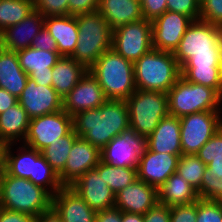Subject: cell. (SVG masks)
<instances>
[{
	"label": "cell",
	"mask_w": 222,
	"mask_h": 222,
	"mask_svg": "<svg viewBox=\"0 0 222 222\" xmlns=\"http://www.w3.org/2000/svg\"><path fill=\"white\" fill-rule=\"evenodd\" d=\"M173 55L186 81L213 88L222 97V27L194 20Z\"/></svg>",
	"instance_id": "cell-1"
},
{
	"label": "cell",
	"mask_w": 222,
	"mask_h": 222,
	"mask_svg": "<svg viewBox=\"0 0 222 222\" xmlns=\"http://www.w3.org/2000/svg\"><path fill=\"white\" fill-rule=\"evenodd\" d=\"M129 127V110L124 100H106L98 108L80 111L73 116V129L78 137L100 151Z\"/></svg>",
	"instance_id": "cell-2"
},
{
	"label": "cell",
	"mask_w": 222,
	"mask_h": 222,
	"mask_svg": "<svg viewBox=\"0 0 222 222\" xmlns=\"http://www.w3.org/2000/svg\"><path fill=\"white\" fill-rule=\"evenodd\" d=\"M17 144L12 143L7 146L5 172L13 177L29 179L54 196L63 187L57 173L47 163L40 151L20 143L15 152L12 146H17Z\"/></svg>",
	"instance_id": "cell-3"
},
{
	"label": "cell",
	"mask_w": 222,
	"mask_h": 222,
	"mask_svg": "<svg viewBox=\"0 0 222 222\" xmlns=\"http://www.w3.org/2000/svg\"><path fill=\"white\" fill-rule=\"evenodd\" d=\"M88 71L98 80L107 100L126 101L136 91L133 62L113 49L105 51Z\"/></svg>",
	"instance_id": "cell-4"
},
{
	"label": "cell",
	"mask_w": 222,
	"mask_h": 222,
	"mask_svg": "<svg viewBox=\"0 0 222 222\" xmlns=\"http://www.w3.org/2000/svg\"><path fill=\"white\" fill-rule=\"evenodd\" d=\"M133 64L138 90L167 93L181 77V67L172 52L152 49Z\"/></svg>",
	"instance_id": "cell-5"
},
{
	"label": "cell",
	"mask_w": 222,
	"mask_h": 222,
	"mask_svg": "<svg viewBox=\"0 0 222 222\" xmlns=\"http://www.w3.org/2000/svg\"><path fill=\"white\" fill-rule=\"evenodd\" d=\"M52 206V195L29 179L1 174L0 207L37 217Z\"/></svg>",
	"instance_id": "cell-6"
},
{
	"label": "cell",
	"mask_w": 222,
	"mask_h": 222,
	"mask_svg": "<svg viewBox=\"0 0 222 222\" xmlns=\"http://www.w3.org/2000/svg\"><path fill=\"white\" fill-rule=\"evenodd\" d=\"M76 20L79 35L70 57L89 69L105 51L112 49L113 30L97 10L76 15Z\"/></svg>",
	"instance_id": "cell-7"
},
{
	"label": "cell",
	"mask_w": 222,
	"mask_h": 222,
	"mask_svg": "<svg viewBox=\"0 0 222 222\" xmlns=\"http://www.w3.org/2000/svg\"><path fill=\"white\" fill-rule=\"evenodd\" d=\"M169 115L182 117L202 111H222V97L210 87L180 77L167 92Z\"/></svg>",
	"instance_id": "cell-8"
},
{
	"label": "cell",
	"mask_w": 222,
	"mask_h": 222,
	"mask_svg": "<svg viewBox=\"0 0 222 222\" xmlns=\"http://www.w3.org/2000/svg\"><path fill=\"white\" fill-rule=\"evenodd\" d=\"M126 103L130 128L146 138L154 131L161 119L169 115L168 97L165 92L136 89Z\"/></svg>",
	"instance_id": "cell-9"
},
{
	"label": "cell",
	"mask_w": 222,
	"mask_h": 222,
	"mask_svg": "<svg viewBox=\"0 0 222 222\" xmlns=\"http://www.w3.org/2000/svg\"><path fill=\"white\" fill-rule=\"evenodd\" d=\"M221 127V111H202L180 117L182 155H196Z\"/></svg>",
	"instance_id": "cell-10"
},
{
	"label": "cell",
	"mask_w": 222,
	"mask_h": 222,
	"mask_svg": "<svg viewBox=\"0 0 222 222\" xmlns=\"http://www.w3.org/2000/svg\"><path fill=\"white\" fill-rule=\"evenodd\" d=\"M112 49L133 63L148 53L153 49L151 20L143 18L114 29Z\"/></svg>",
	"instance_id": "cell-11"
},
{
	"label": "cell",
	"mask_w": 222,
	"mask_h": 222,
	"mask_svg": "<svg viewBox=\"0 0 222 222\" xmlns=\"http://www.w3.org/2000/svg\"><path fill=\"white\" fill-rule=\"evenodd\" d=\"M73 129V116L63 109L30 119L23 144L42 151L49 144L59 141Z\"/></svg>",
	"instance_id": "cell-12"
},
{
	"label": "cell",
	"mask_w": 222,
	"mask_h": 222,
	"mask_svg": "<svg viewBox=\"0 0 222 222\" xmlns=\"http://www.w3.org/2000/svg\"><path fill=\"white\" fill-rule=\"evenodd\" d=\"M147 149V138L129 127L100 151L101 161L114 167L137 168Z\"/></svg>",
	"instance_id": "cell-13"
},
{
	"label": "cell",
	"mask_w": 222,
	"mask_h": 222,
	"mask_svg": "<svg viewBox=\"0 0 222 222\" xmlns=\"http://www.w3.org/2000/svg\"><path fill=\"white\" fill-rule=\"evenodd\" d=\"M151 22L153 49L173 53L193 20L184 14L167 10Z\"/></svg>",
	"instance_id": "cell-14"
},
{
	"label": "cell",
	"mask_w": 222,
	"mask_h": 222,
	"mask_svg": "<svg viewBox=\"0 0 222 222\" xmlns=\"http://www.w3.org/2000/svg\"><path fill=\"white\" fill-rule=\"evenodd\" d=\"M18 102L30 119L63 109V99L52 86L38 85L29 77Z\"/></svg>",
	"instance_id": "cell-15"
},
{
	"label": "cell",
	"mask_w": 222,
	"mask_h": 222,
	"mask_svg": "<svg viewBox=\"0 0 222 222\" xmlns=\"http://www.w3.org/2000/svg\"><path fill=\"white\" fill-rule=\"evenodd\" d=\"M70 187L96 212L115 205V193L96 168L85 172Z\"/></svg>",
	"instance_id": "cell-16"
},
{
	"label": "cell",
	"mask_w": 222,
	"mask_h": 222,
	"mask_svg": "<svg viewBox=\"0 0 222 222\" xmlns=\"http://www.w3.org/2000/svg\"><path fill=\"white\" fill-rule=\"evenodd\" d=\"M101 160L100 150L82 137L72 144L64 170L58 175L63 186H70L80 176L95 168Z\"/></svg>",
	"instance_id": "cell-17"
},
{
	"label": "cell",
	"mask_w": 222,
	"mask_h": 222,
	"mask_svg": "<svg viewBox=\"0 0 222 222\" xmlns=\"http://www.w3.org/2000/svg\"><path fill=\"white\" fill-rule=\"evenodd\" d=\"M106 100L98 80L88 71L63 98V110L74 116L80 111L98 108Z\"/></svg>",
	"instance_id": "cell-18"
},
{
	"label": "cell",
	"mask_w": 222,
	"mask_h": 222,
	"mask_svg": "<svg viewBox=\"0 0 222 222\" xmlns=\"http://www.w3.org/2000/svg\"><path fill=\"white\" fill-rule=\"evenodd\" d=\"M181 155L158 153L147 149L137 166V178L157 189L177 170Z\"/></svg>",
	"instance_id": "cell-19"
},
{
	"label": "cell",
	"mask_w": 222,
	"mask_h": 222,
	"mask_svg": "<svg viewBox=\"0 0 222 222\" xmlns=\"http://www.w3.org/2000/svg\"><path fill=\"white\" fill-rule=\"evenodd\" d=\"M21 68L38 85H52V67L60 59L58 51H45L28 47L17 51Z\"/></svg>",
	"instance_id": "cell-20"
},
{
	"label": "cell",
	"mask_w": 222,
	"mask_h": 222,
	"mask_svg": "<svg viewBox=\"0 0 222 222\" xmlns=\"http://www.w3.org/2000/svg\"><path fill=\"white\" fill-rule=\"evenodd\" d=\"M158 202V189L136 179L115 194L114 207L127 213L144 215Z\"/></svg>",
	"instance_id": "cell-21"
},
{
	"label": "cell",
	"mask_w": 222,
	"mask_h": 222,
	"mask_svg": "<svg viewBox=\"0 0 222 222\" xmlns=\"http://www.w3.org/2000/svg\"><path fill=\"white\" fill-rule=\"evenodd\" d=\"M63 222H95L94 211L70 186L52 196V206Z\"/></svg>",
	"instance_id": "cell-22"
},
{
	"label": "cell",
	"mask_w": 222,
	"mask_h": 222,
	"mask_svg": "<svg viewBox=\"0 0 222 222\" xmlns=\"http://www.w3.org/2000/svg\"><path fill=\"white\" fill-rule=\"evenodd\" d=\"M44 26V16L33 11L20 23L4 29L0 33V47L17 52L31 46L33 38Z\"/></svg>",
	"instance_id": "cell-23"
},
{
	"label": "cell",
	"mask_w": 222,
	"mask_h": 222,
	"mask_svg": "<svg viewBox=\"0 0 222 222\" xmlns=\"http://www.w3.org/2000/svg\"><path fill=\"white\" fill-rule=\"evenodd\" d=\"M147 146L153 152L182 155L180 118L171 115L162 118L147 137Z\"/></svg>",
	"instance_id": "cell-24"
},
{
	"label": "cell",
	"mask_w": 222,
	"mask_h": 222,
	"mask_svg": "<svg viewBox=\"0 0 222 222\" xmlns=\"http://www.w3.org/2000/svg\"><path fill=\"white\" fill-rule=\"evenodd\" d=\"M44 26L55 39L58 53L70 57L75 51L79 35L76 16H47L44 17Z\"/></svg>",
	"instance_id": "cell-25"
},
{
	"label": "cell",
	"mask_w": 222,
	"mask_h": 222,
	"mask_svg": "<svg viewBox=\"0 0 222 222\" xmlns=\"http://www.w3.org/2000/svg\"><path fill=\"white\" fill-rule=\"evenodd\" d=\"M97 11L112 30L143 19L140 0H99Z\"/></svg>",
	"instance_id": "cell-26"
},
{
	"label": "cell",
	"mask_w": 222,
	"mask_h": 222,
	"mask_svg": "<svg viewBox=\"0 0 222 222\" xmlns=\"http://www.w3.org/2000/svg\"><path fill=\"white\" fill-rule=\"evenodd\" d=\"M28 77L19 64L17 52L0 47V88L18 98L27 84Z\"/></svg>",
	"instance_id": "cell-27"
},
{
	"label": "cell",
	"mask_w": 222,
	"mask_h": 222,
	"mask_svg": "<svg viewBox=\"0 0 222 222\" xmlns=\"http://www.w3.org/2000/svg\"><path fill=\"white\" fill-rule=\"evenodd\" d=\"M88 72V68L72 57L61 56L52 67V87L62 99Z\"/></svg>",
	"instance_id": "cell-28"
},
{
	"label": "cell",
	"mask_w": 222,
	"mask_h": 222,
	"mask_svg": "<svg viewBox=\"0 0 222 222\" xmlns=\"http://www.w3.org/2000/svg\"><path fill=\"white\" fill-rule=\"evenodd\" d=\"M30 123L27 112L17 102L0 114V141L7 144L23 143Z\"/></svg>",
	"instance_id": "cell-29"
},
{
	"label": "cell",
	"mask_w": 222,
	"mask_h": 222,
	"mask_svg": "<svg viewBox=\"0 0 222 222\" xmlns=\"http://www.w3.org/2000/svg\"><path fill=\"white\" fill-rule=\"evenodd\" d=\"M198 199L197 190L177 172L158 188V202L168 207L191 204Z\"/></svg>",
	"instance_id": "cell-30"
},
{
	"label": "cell",
	"mask_w": 222,
	"mask_h": 222,
	"mask_svg": "<svg viewBox=\"0 0 222 222\" xmlns=\"http://www.w3.org/2000/svg\"><path fill=\"white\" fill-rule=\"evenodd\" d=\"M197 193L199 199L217 202L222 200V157L207 164Z\"/></svg>",
	"instance_id": "cell-31"
},
{
	"label": "cell",
	"mask_w": 222,
	"mask_h": 222,
	"mask_svg": "<svg viewBox=\"0 0 222 222\" xmlns=\"http://www.w3.org/2000/svg\"><path fill=\"white\" fill-rule=\"evenodd\" d=\"M77 137L78 135L72 129L67 135L60 137L59 141L49 144L41 151L42 156L57 175L64 170L72 144Z\"/></svg>",
	"instance_id": "cell-32"
},
{
	"label": "cell",
	"mask_w": 222,
	"mask_h": 222,
	"mask_svg": "<svg viewBox=\"0 0 222 222\" xmlns=\"http://www.w3.org/2000/svg\"><path fill=\"white\" fill-rule=\"evenodd\" d=\"M35 11L34 0H0V33Z\"/></svg>",
	"instance_id": "cell-33"
},
{
	"label": "cell",
	"mask_w": 222,
	"mask_h": 222,
	"mask_svg": "<svg viewBox=\"0 0 222 222\" xmlns=\"http://www.w3.org/2000/svg\"><path fill=\"white\" fill-rule=\"evenodd\" d=\"M95 168L115 194L138 179L137 168L114 167L101 160Z\"/></svg>",
	"instance_id": "cell-34"
},
{
	"label": "cell",
	"mask_w": 222,
	"mask_h": 222,
	"mask_svg": "<svg viewBox=\"0 0 222 222\" xmlns=\"http://www.w3.org/2000/svg\"><path fill=\"white\" fill-rule=\"evenodd\" d=\"M205 165L197 155H181L178 160L176 172L196 190L201 186Z\"/></svg>",
	"instance_id": "cell-35"
},
{
	"label": "cell",
	"mask_w": 222,
	"mask_h": 222,
	"mask_svg": "<svg viewBox=\"0 0 222 222\" xmlns=\"http://www.w3.org/2000/svg\"><path fill=\"white\" fill-rule=\"evenodd\" d=\"M196 222H222V205L220 202L198 199Z\"/></svg>",
	"instance_id": "cell-36"
},
{
	"label": "cell",
	"mask_w": 222,
	"mask_h": 222,
	"mask_svg": "<svg viewBox=\"0 0 222 222\" xmlns=\"http://www.w3.org/2000/svg\"><path fill=\"white\" fill-rule=\"evenodd\" d=\"M196 155L205 165L215 158L222 157V127L200 148Z\"/></svg>",
	"instance_id": "cell-37"
},
{
	"label": "cell",
	"mask_w": 222,
	"mask_h": 222,
	"mask_svg": "<svg viewBox=\"0 0 222 222\" xmlns=\"http://www.w3.org/2000/svg\"><path fill=\"white\" fill-rule=\"evenodd\" d=\"M200 20L222 27V0H200Z\"/></svg>",
	"instance_id": "cell-38"
},
{
	"label": "cell",
	"mask_w": 222,
	"mask_h": 222,
	"mask_svg": "<svg viewBox=\"0 0 222 222\" xmlns=\"http://www.w3.org/2000/svg\"><path fill=\"white\" fill-rule=\"evenodd\" d=\"M34 5L44 17L69 15L68 0H34Z\"/></svg>",
	"instance_id": "cell-39"
},
{
	"label": "cell",
	"mask_w": 222,
	"mask_h": 222,
	"mask_svg": "<svg viewBox=\"0 0 222 222\" xmlns=\"http://www.w3.org/2000/svg\"><path fill=\"white\" fill-rule=\"evenodd\" d=\"M167 10L190 17L193 21L200 19V0H167Z\"/></svg>",
	"instance_id": "cell-40"
},
{
	"label": "cell",
	"mask_w": 222,
	"mask_h": 222,
	"mask_svg": "<svg viewBox=\"0 0 222 222\" xmlns=\"http://www.w3.org/2000/svg\"><path fill=\"white\" fill-rule=\"evenodd\" d=\"M197 201L187 205L170 207V222H196Z\"/></svg>",
	"instance_id": "cell-41"
},
{
	"label": "cell",
	"mask_w": 222,
	"mask_h": 222,
	"mask_svg": "<svg viewBox=\"0 0 222 222\" xmlns=\"http://www.w3.org/2000/svg\"><path fill=\"white\" fill-rule=\"evenodd\" d=\"M144 19L154 20L167 11V0H140Z\"/></svg>",
	"instance_id": "cell-42"
},
{
	"label": "cell",
	"mask_w": 222,
	"mask_h": 222,
	"mask_svg": "<svg viewBox=\"0 0 222 222\" xmlns=\"http://www.w3.org/2000/svg\"><path fill=\"white\" fill-rule=\"evenodd\" d=\"M144 222H170V207L157 202L144 215Z\"/></svg>",
	"instance_id": "cell-43"
},
{
	"label": "cell",
	"mask_w": 222,
	"mask_h": 222,
	"mask_svg": "<svg viewBox=\"0 0 222 222\" xmlns=\"http://www.w3.org/2000/svg\"><path fill=\"white\" fill-rule=\"evenodd\" d=\"M30 47L45 51H57L56 41L45 26H43L39 33L33 38Z\"/></svg>",
	"instance_id": "cell-44"
},
{
	"label": "cell",
	"mask_w": 222,
	"mask_h": 222,
	"mask_svg": "<svg viewBox=\"0 0 222 222\" xmlns=\"http://www.w3.org/2000/svg\"><path fill=\"white\" fill-rule=\"evenodd\" d=\"M69 15H79L96 11L99 0H68Z\"/></svg>",
	"instance_id": "cell-45"
},
{
	"label": "cell",
	"mask_w": 222,
	"mask_h": 222,
	"mask_svg": "<svg viewBox=\"0 0 222 222\" xmlns=\"http://www.w3.org/2000/svg\"><path fill=\"white\" fill-rule=\"evenodd\" d=\"M0 222H36V217L0 207Z\"/></svg>",
	"instance_id": "cell-46"
},
{
	"label": "cell",
	"mask_w": 222,
	"mask_h": 222,
	"mask_svg": "<svg viewBox=\"0 0 222 222\" xmlns=\"http://www.w3.org/2000/svg\"><path fill=\"white\" fill-rule=\"evenodd\" d=\"M95 222H122V211L116 207L99 211Z\"/></svg>",
	"instance_id": "cell-47"
},
{
	"label": "cell",
	"mask_w": 222,
	"mask_h": 222,
	"mask_svg": "<svg viewBox=\"0 0 222 222\" xmlns=\"http://www.w3.org/2000/svg\"><path fill=\"white\" fill-rule=\"evenodd\" d=\"M18 102V98L7 90L0 88V114Z\"/></svg>",
	"instance_id": "cell-48"
},
{
	"label": "cell",
	"mask_w": 222,
	"mask_h": 222,
	"mask_svg": "<svg viewBox=\"0 0 222 222\" xmlns=\"http://www.w3.org/2000/svg\"><path fill=\"white\" fill-rule=\"evenodd\" d=\"M36 222H63L57 212L51 207L36 217Z\"/></svg>",
	"instance_id": "cell-49"
},
{
	"label": "cell",
	"mask_w": 222,
	"mask_h": 222,
	"mask_svg": "<svg viewBox=\"0 0 222 222\" xmlns=\"http://www.w3.org/2000/svg\"><path fill=\"white\" fill-rule=\"evenodd\" d=\"M122 222H144L142 214L127 213L122 211Z\"/></svg>",
	"instance_id": "cell-50"
},
{
	"label": "cell",
	"mask_w": 222,
	"mask_h": 222,
	"mask_svg": "<svg viewBox=\"0 0 222 222\" xmlns=\"http://www.w3.org/2000/svg\"><path fill=\"white\" fill-rule=\"evenodd\" d=\"M8 144L0 141V174L5 171V154Z\"/></svg>",
	"instance_id": "cell-51"
},
{
	"label": "cell",
	"mask_w": 222,
	"mask_h": 222,
	"mask_svg": "<svg viewBox=\"0 0 222 222\" xmlns=\"http://www.w3.org/2000/svg\"><path fill=\"white\" fill-rule=\"evenodd\" d=\"M0 201H1V174H0Z\"/></svg>",
	"instance_id": "cell-52"
}]
</instances>
